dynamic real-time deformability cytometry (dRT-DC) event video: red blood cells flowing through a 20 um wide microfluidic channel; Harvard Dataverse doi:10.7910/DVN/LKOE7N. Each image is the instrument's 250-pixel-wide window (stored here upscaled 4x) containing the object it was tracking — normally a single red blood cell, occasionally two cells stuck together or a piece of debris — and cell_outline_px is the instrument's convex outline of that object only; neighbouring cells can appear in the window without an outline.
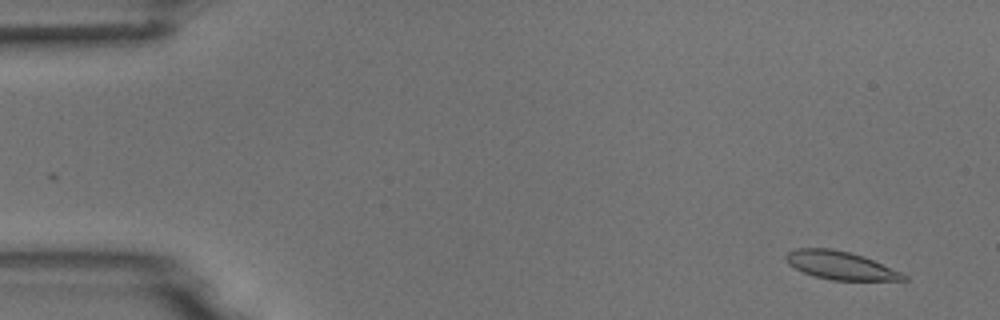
{"species": "common noctule bat (a hibernating species)", "species_latin": "Nyctalus noctula", "temperature_condition": "room temperature", "stored_images_in_passage": 53, "camera_frame_rate_fps": 3000, "um_per_image_px": 0.085, "animal": {"sex": "male", "body_mass_g": 18.8}, "frame": {"image": 1, "passage_image": 2, "time_ms": 0.333, "image_size_px": [1000, 320], "cell_outline_px": [[908, 280], [832, 280], [812, 276], [788, 264], [784, 256], [788, 252], [796, 248], [832, 248], [864, 256], [900, 272], [908, 276]], "centroid_in_image_um": [71.41, 22.55], "position_along_channel_um": 13.6, "area_um2": 19.19}}
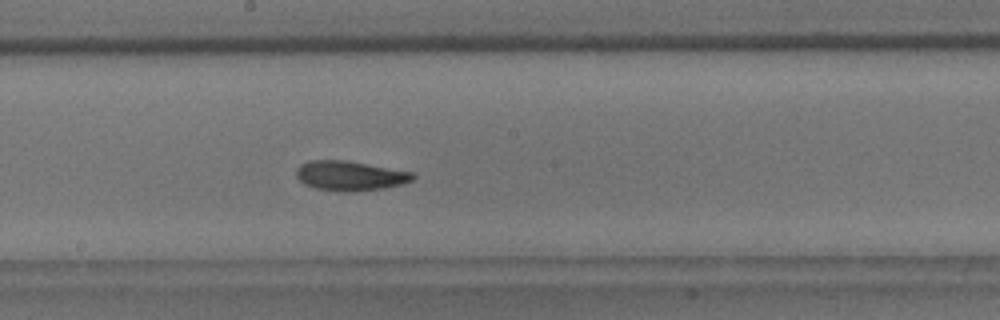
{"frame": {"image": 2, "passage_image": 28, "time_ms": 9.0, "image_size_px": [1000, 320], "cell_outline_px": [[416, 176], [412, 180], [400, 184], [384, 188], [348, 192], [340, 192], [316, 188], [304, 184], [296, 176], [296, 168], [300, 164], [308, 160], [344, 160], [412, 172]], "centroid_in_image_um": [29.7, 14.94], "position_along_channel_um": 218.5, "area_um2": 20.06}}
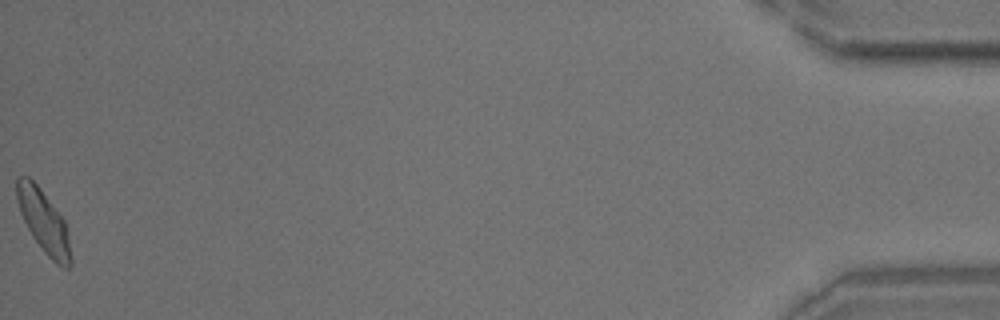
{"frame": {"image": 3, "passage_image": 53, "time_ms": 17.333, "image_size_px": [1000, 320], "cell_outline_px": [[72, 264], [68, 268], [64, 268], [56, 264], [44, 252], [32, 236], [20, 212], [16, 200], [16, 176], [28, 176], [40, 188], [64, 220], [68, 236], [72, 260]], "centroid_in_image_um": [3.7, 18.83], "position_along_channel_um": 431.5, "area_um2": 19.54}, "authors_computed_cell_mechanics": {"area_um2": 19.5364, "velocity_mm_per_s": 3.7311, "shape_relaxation_time_tau1_ms": 3.5237, "shape_relaxation_time_tau2_ms": 3.7242, "deformation_change_tau1": 0.1221, "deformation_change_tau2": 0.1}}